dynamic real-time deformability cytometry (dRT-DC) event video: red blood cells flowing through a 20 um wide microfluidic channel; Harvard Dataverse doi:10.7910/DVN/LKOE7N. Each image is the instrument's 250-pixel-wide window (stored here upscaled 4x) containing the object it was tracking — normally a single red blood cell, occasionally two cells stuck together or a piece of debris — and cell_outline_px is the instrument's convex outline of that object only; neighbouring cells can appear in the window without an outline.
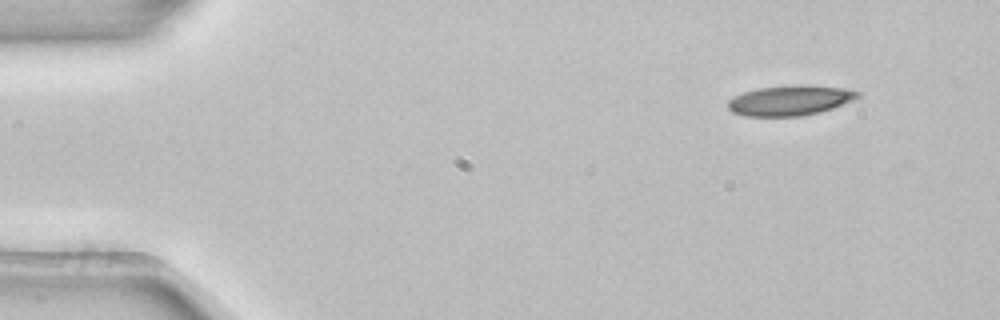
{"species": "common noctule bat (a hibernating species)", "species_latin": "Nyctalus noctula", "temperature_condition": "room temperature", "stored_images_in_passage": 49, "camera_frame_rate_fps": 3000, "um_per_image_px": 0.085, "animal": {"sex": "female", "body_mass_g": 22.7, "forearm_length_mm": 54.2}, "frame": {"image": 1, "passage_image": 1, "time_ms": 0.0, "image_size_px": [1000, 320], "cell_outline_px": [[860, 96], [852, 100], [832, 108], [820, 112], [800, 116], [744, 116], [732, 112], [728, 108], [728, 100], [744, 92], [760, 88], [792, 84], [844, 88], [860, 92]], "centroid_in_image_um": [67.14, 8.54], "position_along_channel_um": 17.9, "area_um2": 22.6}}
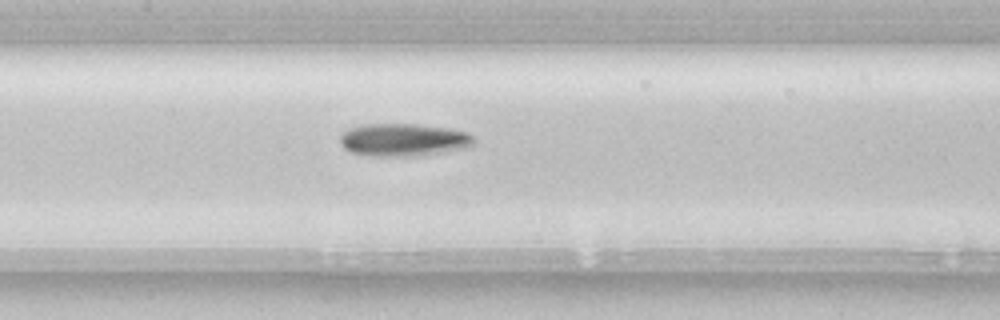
{"frame": {"image": 2, "passage_image": 21, "time_ms": 6.667, "image_size_px": [1000, 320], "cell_outline_px": [[476, 144], [468, 148], [420, 156], [368, 156], [348, 152], [340, 144], [340, 136], [344, 132], [352, 128], [364, 124], [416, 124], [448, 128], [468, 132], [476, 140]], "centroid_in_image_um": [34.33, 11.9], "position_along_channel_um": 173.1, "area_um2": 25.89}}
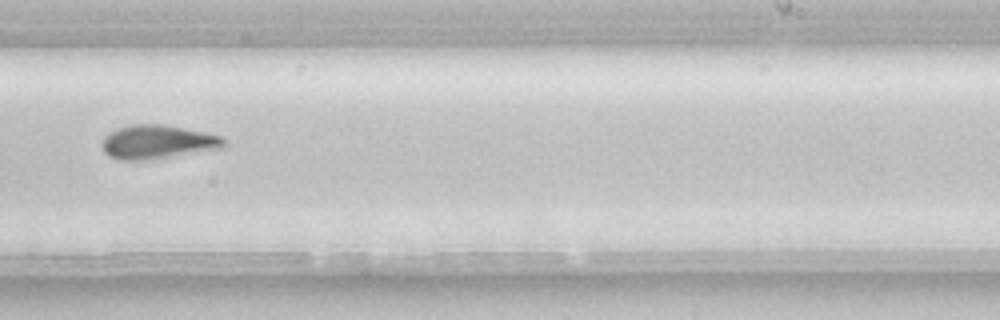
{"frame": {"image": 3, "passage_image": 29, "time_ms": 9.333, "image_size_px": [1000, 320], "cell_outline_px": [[224, 148], [144, 160], [120, 160], [108, 156], [104, 152], [100, 144], [104, 136], [108, 132], [116, 128], [128, 124], [160, 124], [220, 136], [224, 140]], "centroid_in_image_um": [13.28, 12.07], "position_along_channel_um": 275.7, "area_um2": 23.81}, "authors_computed_cell_mechanics": {"area_um2": 23.8136, "velocity_mm_per_s": 3.8625, "shape_relaxation_time_tau1_ms": 4.7523, "shape_relaxation_time_tau2_ms": null, "deformation_change_tau1": 0.1595, "deformation_change_tau2": null}}